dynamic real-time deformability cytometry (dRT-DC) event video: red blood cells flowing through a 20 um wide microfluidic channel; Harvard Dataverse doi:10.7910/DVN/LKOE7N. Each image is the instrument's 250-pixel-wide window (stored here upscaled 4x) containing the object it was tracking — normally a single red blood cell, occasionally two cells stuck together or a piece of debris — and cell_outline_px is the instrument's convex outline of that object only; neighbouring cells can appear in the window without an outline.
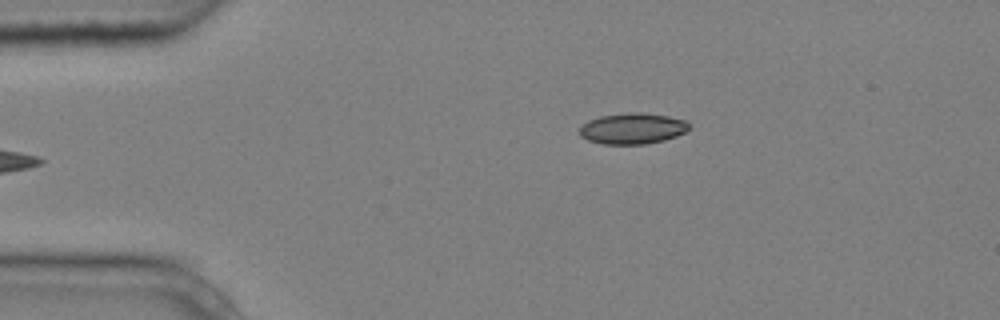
{"species": "common noctule bat (a hibernating species)", "species_latin": "Nyctalus noctula", "temperature_condition": "cold", "stored_images_in_passage": 3, "camera_frame_rate_fps": 3000, "um_per_image_px": 0.085, "animal": {"sex": "male", "body_mass_g": 20.4}, "frame": {"image": 1, "passage_image": 3, "time_ms": 0.667, "image_size_px": [1000, 320], "cell_outline_px": [[692, 128], [676, 136], [664, 140], [644, 144], [604, 144], [588, 140], [580, 136], [580, 128], [588, 120], [600, 116], [632, 112], [640, 112], [668, 116], [684, 120], [692, 124]], "centroid_in_image_um": [53.8, 10.92], "position_along_channel_um": 31.2, "area_um2": 19.77}}